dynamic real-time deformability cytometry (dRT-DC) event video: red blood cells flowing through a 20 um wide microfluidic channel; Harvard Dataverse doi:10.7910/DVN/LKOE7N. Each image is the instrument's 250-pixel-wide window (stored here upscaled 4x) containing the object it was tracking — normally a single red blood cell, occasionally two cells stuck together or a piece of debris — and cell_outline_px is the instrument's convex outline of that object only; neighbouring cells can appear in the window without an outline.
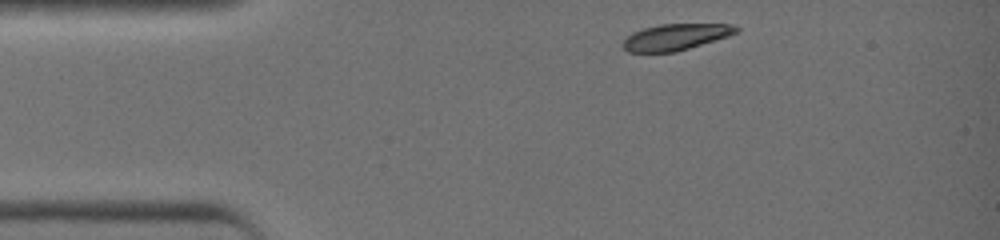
{"species": "common noctule bat (a hibernating species)", "species_latin": "Nyctalus noctula", "temperature_condition": "warm", "stored_images_in_passage": 31, "camera_frame_rate_fps": 3000, "um_per_image_px": 0.085, "animal": {"sex": "female", "body_mass_g": 19.0, "forearm_length_mm": 51.5}, "frame": {"image": 1, "passage_image": 1, "time_ms": 0.0, "image_size_px": [1000, 240], "cell_outline_px": [[740, 28], [736, 32], [728, 36], [676, 52], [628, 52], [624, 48], [624, 40], [632, 32], [644, 28], [660, 24], [732, 24]], "centroid_in_image_um": [57.43, 3.14], "position_along_channel_um": 27.6, "area_um2": 17.17}}
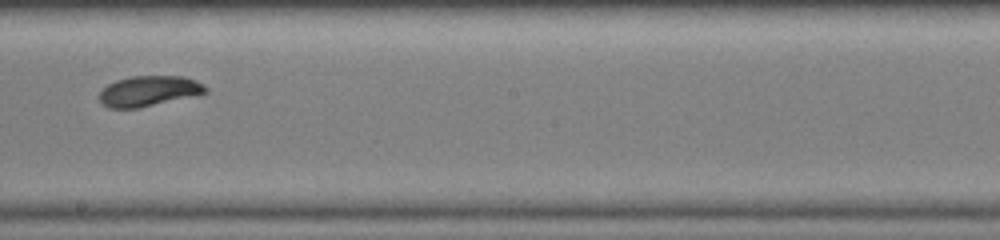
{"frame": {"image": 2, "passage_image": 18, "time_ms": 5.667, "image_size_px": [1000, 240], "cell_outline_px": [[208, 92], [196, 96], [136, 108], [112, 108], [104, 104], [100, 100], [100, 88], [116, 80], [128, 76], [184, 76], [196, 80], [204, 84], [208, 88]], "centroid_in_image_um": [12.69, 7.72], "position_along_channel_um": 235.5, "area_um2": 18.96}}
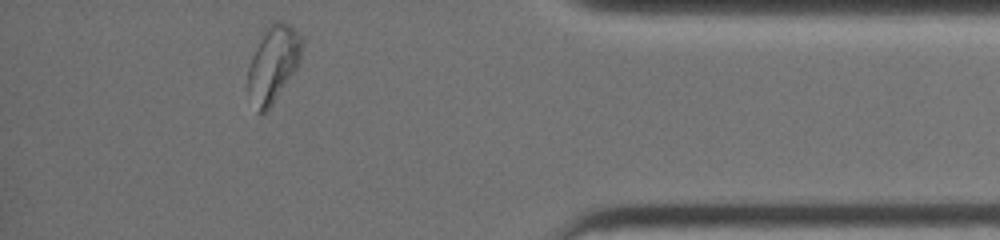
{"frame": {"image": 3, "passage_image": 31, "time_ms": 10.0, "image_size_px": [1000, 240], "cell_outline_px": [[304, 40], [300, 60], [296, 68], [272, 104], [264, 112], [256, 112], [248, 88], [248, 68], [252, 56], [268, 24], [276, 20], [280, 20], [288, 24]], "centroid_in_image_um": [23.23, 5.39], "position_along_channel_um": 412.0, "area_um2": 23.47}, "authors_computed_cell_mechanics": {"area_um2": 19.0162, "velocity_mm_per_s": 4.6065, "shape_relaxation_time_tau1_ms": 3.0209, "shape_relaxation_time_tau2_ms": null, "deformation_change_tau1": 0.1561, "deformation_change_tau2": null}}